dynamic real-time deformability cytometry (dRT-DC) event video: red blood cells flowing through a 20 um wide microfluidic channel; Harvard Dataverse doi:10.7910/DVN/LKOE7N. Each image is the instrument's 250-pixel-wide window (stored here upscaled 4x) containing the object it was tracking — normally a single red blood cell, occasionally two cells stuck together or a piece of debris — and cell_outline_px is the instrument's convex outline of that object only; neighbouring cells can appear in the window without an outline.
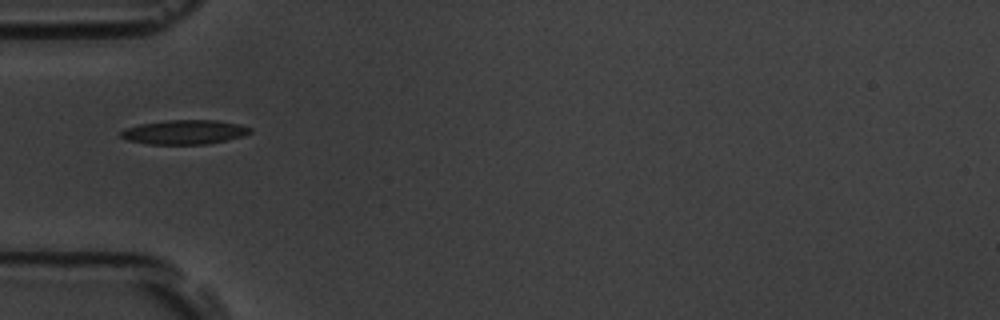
{"species": "common noctule bat (a hibernating species)", "species_latin": "Nyctalus noctula", "temperature_condition": "room temperature", "stored_images_in_passage": 38, "camera_frame_rate_fps": 3000, "um_per_image_px": 0.085, "animal": {"sex": "male", "body_mass_g": 19.5, "forearm_length_mm": 54.6}, "frame": {"image": 1, "passage_image": 1, "time_ms": 0.0, "image_size_px": [1000, 320], "cell_outline_px": [[252, 132], [244, 136], [208, 144], [148, 144], [128, 140], [120, 136], [120, 132], [124, 128], [140, 124], [164, 120], [216, 120], [240, 124], [252, 128]], "centroid_in_image_um": [15.69, 11.22], "position_along_channel_um": 69.3, "area_um2": 18.44}}
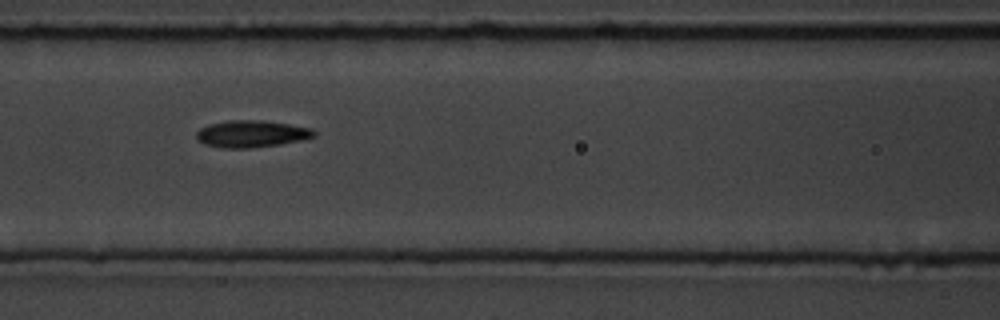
{"frame": {"image": 2, "passage_image": 7, "time_ms": 2.0, "image_size_px": [1000, 320], "cell_outline_px": [[316, 136], [300, 140], [280, 144], [248, 148], [224, 148], [204, 144], [196, 140], [196, 132], [200, 128], [208, 124], [228, 120], [264, 120], [312, 128], [316, 132]], "centroid_in_image_um": [21.35, 11.37], "position_along_channel_um": 145.3, "area_um2": 18.55}}
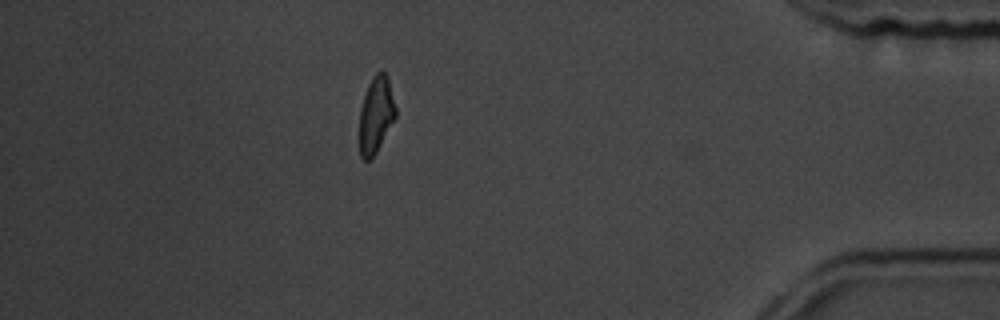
{"frame": {"image": 3, "passage_image": 31, "time_ms": 10.0, "image_size_px": [1000, 320], "cell_outline_px": [[396, 116], [376, 152], [368, 160], [364, 160], [360, 156], [360, 108], [368, 84], [372, 76], [376, 72], [384, 72], [388, 76], [396, 108]], "centroid_in_image_um": [31.96, 9.72], "position_along_channel_um": 403.2, "area_um2": 15.95}, "authors_computed_cell_mechanics": {"area_um2": 17.1666, "velocity_mm_per_s": 3.777, "shape_relaxation_time_tau1_ms": 1.7626, "shape_relaxation_time_tau2_ms": 3.225, "deformation_change_tau1": 0.1365, "deformation_change_tau2": 0.1251}}